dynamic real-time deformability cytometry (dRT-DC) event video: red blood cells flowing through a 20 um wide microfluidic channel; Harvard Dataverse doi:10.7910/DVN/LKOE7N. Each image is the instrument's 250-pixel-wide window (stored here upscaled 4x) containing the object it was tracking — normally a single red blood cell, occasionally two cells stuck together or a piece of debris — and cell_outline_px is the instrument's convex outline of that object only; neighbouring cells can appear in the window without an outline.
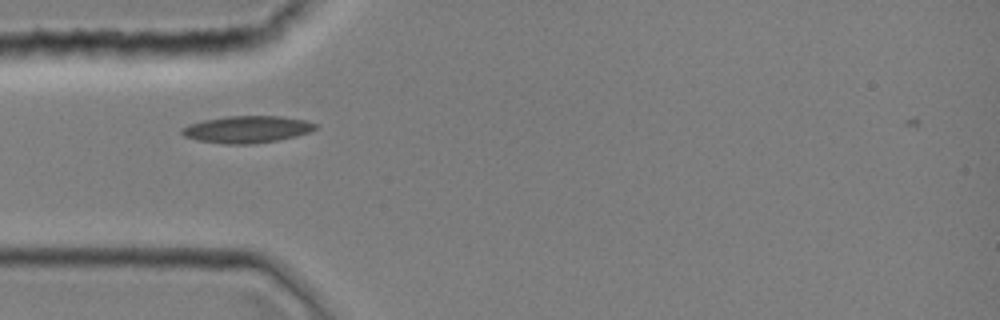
{"species": "common noctule bat (a hibernating species)", "species_latin": "Nyctalus noctula", "temperature_condition": "room temperature", "stored_images_in_passage": 33, "camera_frame_rate_fps": 3000, "um_per_image_px": 0.085, "animal": {"sex": "female", "body_mass_g": 19.0, "forearm_length_mm": 51.5}, "frame": {"image": 1, "passage_image": 1, "time_ms": 0.0, "image_size_px": [1000, 320], "cell_outline_px": [[316, 128], [308, 132], [296, 136], [276, 140], [252, 144], [224, 144], [196, 140], [184, 136], [180, 132], [180, 128], [188, 124], [204, 120], [228, 116], [280, 116], [304, 120], [316, 124]], "centroid_in_image_um": [20.93, 11.0], "position_along_channel_um": 64.1, "area_um2": 20.92}}
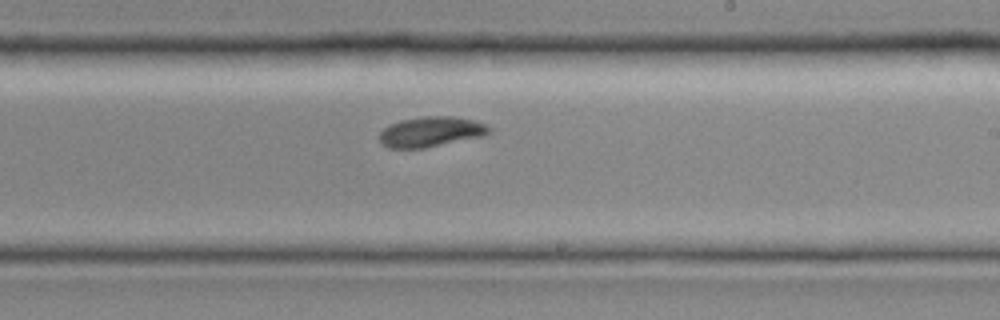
{"frame": {"image": 2, "passage_image": 14, "time_ms": 4.333, "image_size_px": [1000, 320], "cell_outline_px": [[492, 132], [484, 136], [424, 148], [388, 148], [380, 144], [380, 132], [388, 124], [400, 120], [424, 116], [452, 116], [476, 120], [492, 128]], "centroid_in_image_um": [36.64, 11.2], "position_along_channel_um": 252.4, "area_um2": 19.54}}
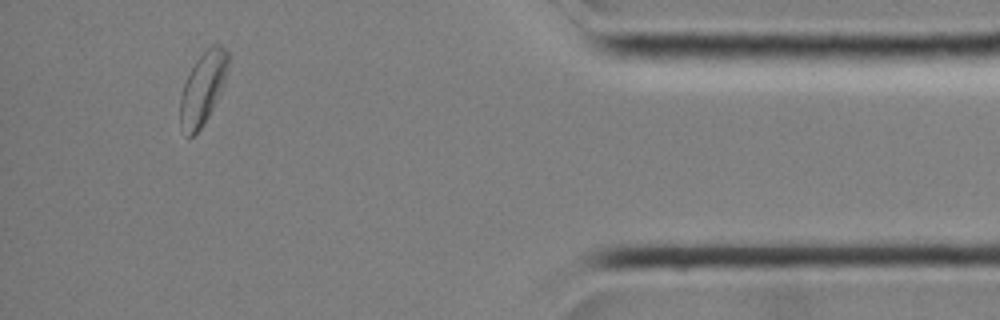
{"frame": {"image": 3, "passage_image": 28, "time_ms": 9.0, "image_size_px": [1000, 320], "cell_outline_px": [[228, 72], [224, 84], [208, 116], [200, 128], [192, 136], [188, 136], [180, 128], [180, 96], [184, 84], [196, 60], [212, 44], [220, 44], [228, 52]], "centroid_in_image_um": [17.24, 7.49], "position_along_channel_um": 418.0, "area_um2": 19.88}}